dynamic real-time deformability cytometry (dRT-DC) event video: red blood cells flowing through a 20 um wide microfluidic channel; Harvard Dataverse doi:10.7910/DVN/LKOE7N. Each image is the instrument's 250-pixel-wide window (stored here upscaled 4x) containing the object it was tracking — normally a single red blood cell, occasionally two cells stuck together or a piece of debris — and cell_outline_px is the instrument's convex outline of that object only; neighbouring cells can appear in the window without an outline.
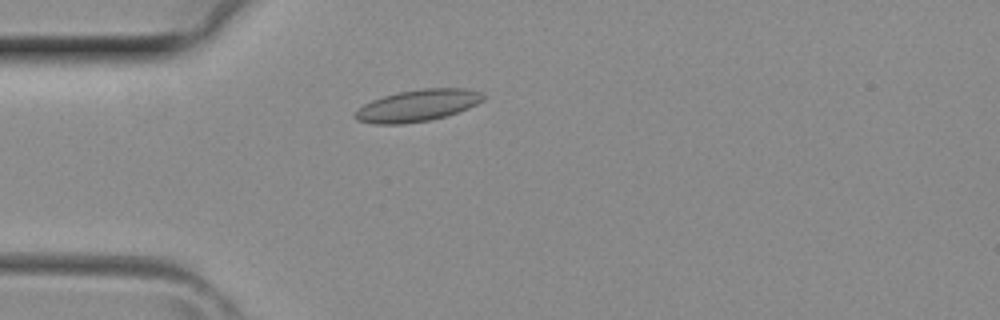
{"species": "common noctule bat (a hibernating species)", "species_latin": "Nyctalus noctula", "temperature_condition": "room temperature", "stored_images_in_passage": 3, "camera_frame_rate_fps": 3000, "um_per_image_px": 0.085, "animal": {"sex": "female", "body_mass_g": 29.2, "forearm_length_mm": 56.3}, "frame": {"image": 1, "passage_image": 3, "time_ms": 0.667, "image_size_px": [1000, 320], "cell_outline_px": [[484, 100], [468, 108], [432, 120], [404, 124], [376, 124], [356, 120], [352, 116], [364, 104], [372, 100], [396, 92], [420, 88], [468, 88], [480, 92], [484, 96]], "centroid_in_image_um": [35.48, 8.96], "position_along_channel_um": 49.5, "area_um2": 23.76}}